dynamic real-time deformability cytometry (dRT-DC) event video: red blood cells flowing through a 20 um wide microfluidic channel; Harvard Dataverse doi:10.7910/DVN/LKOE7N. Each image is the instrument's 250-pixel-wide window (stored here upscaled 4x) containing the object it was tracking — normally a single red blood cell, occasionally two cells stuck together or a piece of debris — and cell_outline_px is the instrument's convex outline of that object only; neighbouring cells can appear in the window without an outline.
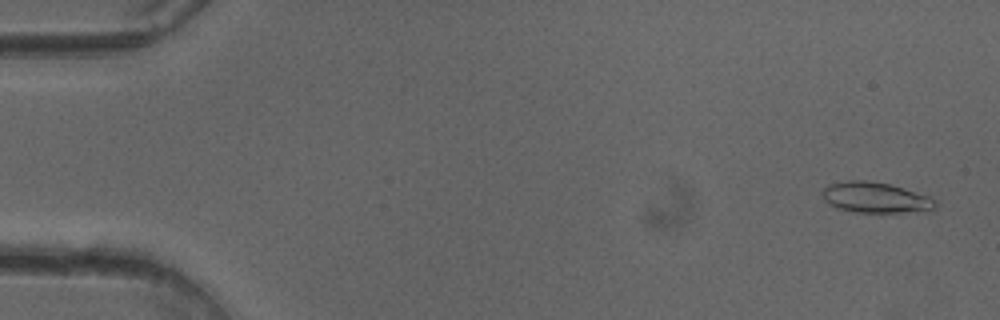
{"species": "common noctule bat (a hibernating species)", "species_latin": "Nyctalus noctula", "temperature_condition": "cold", "stored_images_in_passage": 51, "camera_frame_rate_fps": 3000, "um_per_image_px": 0.085, "animal": {"sex": "female"}, "frame": {"image": 1, "passage_image": 2, "time_ms": 0.333, "image_size_px": [1000, 320], "cell_outline_px": [[936, 208], [900, 212], [852, 212], [836, 208], [828, 204], [824, 200], [824, 188], [828, 184], [848, 180], [864, 180], [888, 184], [932, 196], [936, 200]], "centroid_in_image_um": [74.39, 16.79], "position_along_channel_um": 10.6, "area_um2": 20.0}}
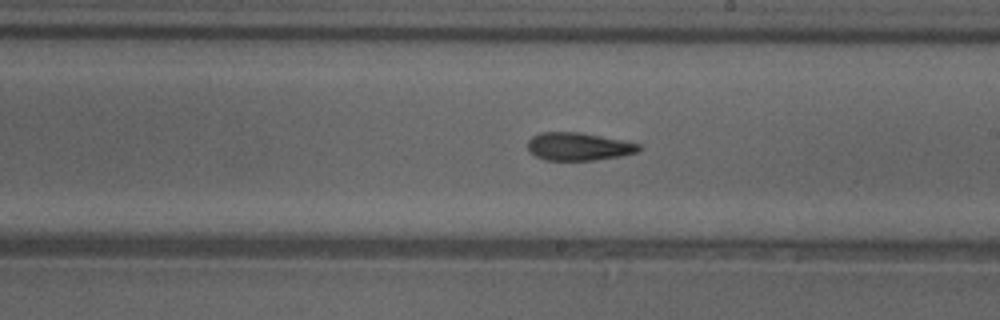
{"frame": {"image": 2, "passage_image": 29, "time_ms": 9.333, "image_size_px": [1000, 320], "cell_outline_px": [[640, 148], [636, 152], [620, 156], [596, 160], [544, 160], [528, 152], [528, 140], [532, 136], [540, 132], [580, 132], [640, 144]], "centroid_in_image_um": [49.11, 12.46], "position_along_channel_um": 239.9, "area_um2": 17.98}}
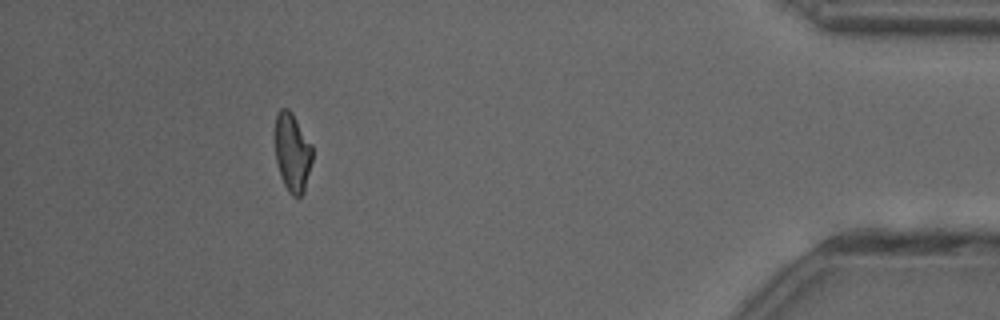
{"frame": {"image": 3, "passage_image": 46, "time_ms": 15.0, "image_size_px": [1000, 320], "cell_outline_px": [[312, 160], [304, 192], [300, 196], [292, 196], [288, 192], [280, 176], [276, 160], [276, 116], [280, 108], [288, 108], [292, 112], [312, 144]], "centroid_in_image_um": [24.86, 12.96], "position_along_channel_um": 410.3, "area_um2": 17.05}, "authors_computed_cell_mechanics": {"area_um2": 18.496, "velocity_mm_per_s": 4.0575, "shape_relaxation_time_tau1_ms": 9.9007, "shape_relaxation_time_tau2_ms": 4.9198, "deformation_change_tau1": 0.246, "deformation_change_tau2": 0.1438}}